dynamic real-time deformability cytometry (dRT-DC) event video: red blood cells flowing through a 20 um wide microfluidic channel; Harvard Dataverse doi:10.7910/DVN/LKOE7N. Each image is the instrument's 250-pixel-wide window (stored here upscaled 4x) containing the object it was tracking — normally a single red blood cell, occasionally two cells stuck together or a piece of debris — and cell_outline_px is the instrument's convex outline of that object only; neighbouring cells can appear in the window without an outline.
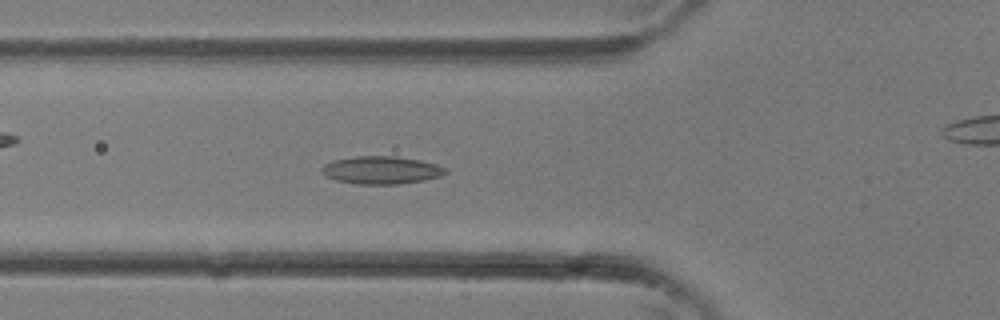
{"species": "common noctule bat (a hibernating species)", "species_latin": "Nyctalus noctula", "temperature_condition": "room temperature", "stored_images_in_passage": 31, "camera_frame_rate_fps": 3000, "um_per_image_px": 0.085, "animal": {"sex": "female"}, "frame": {"image": 1, "passage_image": 8, "time_ms": 2.333, "image_size_px": [1000, 320], "cell_outline_px": [[448, 172], [440, 176], [424, 180], [400, 184], [356, 184], [336, 180], [324, 176], [320, 172], [320, 168], [324, 164], [332, 160], [352, 156], [396, 156], [420, 160], [436, 164], [448, 168]], "centroid_in_image_um": [32.38, 14.45], "position_along_channel_um": 93.4, "area_um2": 20.35}}
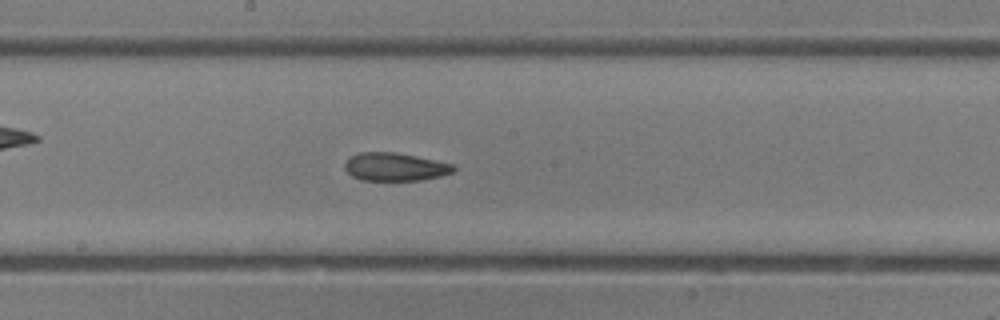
{"frame": {"image": 2, "passage_image": 14, "time_ms": 4.333, "image_size_px": [1000, 320], "cell_outline_px": [[456, 168], [452, 172], [440, 176], [420, 180], [360, 180], [352, 176], [344, 168], [344, 164], [348, 156], [360, 152], [396, 152], [416, 156], [452, 164]], "centroid_in_image_um": [33.52, 14.17], "position_along_channel_um": 214.7, "area_um2": 17.8}}
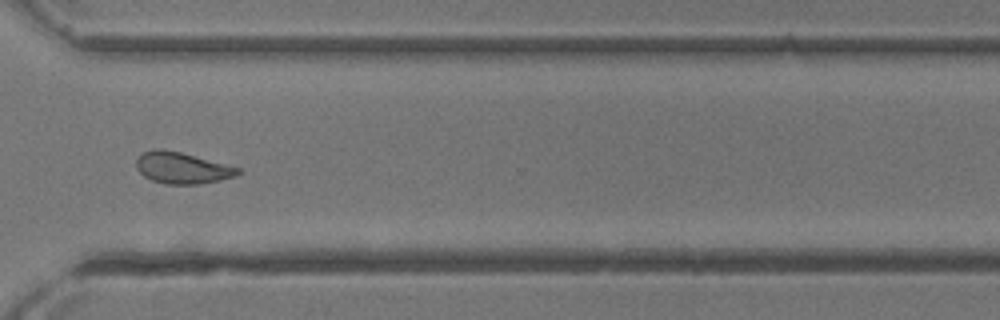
{"frame": {"image": 3, "passage_image": 21, "time_ms": 6.667, "image_size_px": [1000, 320], "cell_outline_px": [[240, 172], [236, 176], [220, 180], [196, 184], [168, 184], [152, 180], [144, 176], [136, 168], [136, 160], [144, 152], [156, 148], [160, 148], [180, 152], [240, 168]], "centroid_in_image_um": [15.46, 14.27], "position_along_channel_um": 355.1, "area_um2": 18.32}}